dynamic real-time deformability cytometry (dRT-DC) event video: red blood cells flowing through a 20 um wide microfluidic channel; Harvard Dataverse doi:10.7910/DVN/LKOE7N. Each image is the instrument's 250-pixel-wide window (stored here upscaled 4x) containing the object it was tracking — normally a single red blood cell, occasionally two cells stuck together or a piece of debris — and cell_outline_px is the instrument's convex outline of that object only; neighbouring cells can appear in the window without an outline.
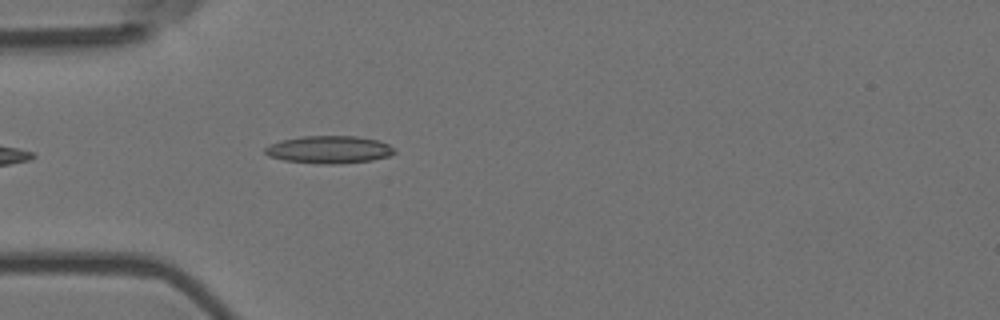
{"species": "Egyptian fruit bat (a non-hibernating species)", "species_latin": "Rousettus aegyptiacus", "temperature_condition": "room temperature", "stored_images_in_passage": 5, "camera_frame_rate_fps": 3000, "um_per_image_px": 0.085, "animal": {"sex": "female"}, "frame": {"image": 1, "passage_image": 5, "time_ms": 1.333, "image_size_px": [1000, 320], "cell_outline_px": [[396, 152], [388, 156], [372, 160], [336, 164], [320, 164], [284, 160], [268, 156], [264, 152], [264, 148], [272, 144], [284, 140], [304, 136], [356, 136], [380, 140], [396, 148]], "centroid_in_image_um": [28.02, 12.72], "position_along_channel_um": 57.0, "area_um2": 20.75}}